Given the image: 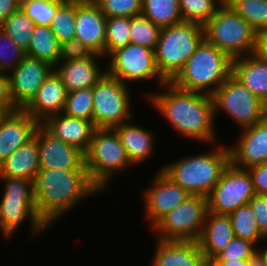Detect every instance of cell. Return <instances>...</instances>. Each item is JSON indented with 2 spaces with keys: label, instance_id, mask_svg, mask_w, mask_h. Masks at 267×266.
I'll return each instance as SVG.
<instances>
[{
  "label": "cell",
  "instance_id": "cell-45",
  "mask_svg": "<svg viewBox=\"0 0 267 266\" xmlns=\"http://www.w3.org/2000/svg\"><path fill=\"white\" fill-rule=\"evenodd\" d=\"M0 108L5 112L18 110L11 98L9 75L5 72H0Z\"/></svg>",
  "mask_w": 267,
  "mask_h": 266
},
{
  "label": "cell",
  "instance_id": "cell-31",
  "mask_svg": "<svg viewBox=\"0 0 267 266\" xmlns=\"http://www.w3.org/2000/svg\"><path fill=\"white\" fill-rule=\"evenodd\" d=\"M234 235L254 243L256 246L263 243L264 235L260 232L254 212L249 204L243 205L229 214ZM259 242V243H258Z\"/></svg>",
  "mask_w": 267,
  "mask_h": 266
},
{
  "label": "cell",
  "instance_id": "cell-23",
  "mask_svg": "<svg viewBox=\"0 0 267 266\" xmlns=\"http://www.w3.org/2000/svg\"><path fill=\"white\" fill-rule=\"evenodd\" d=\"M234 237L229 215L208 212L197 242L206 260L211 261L230 244Z\"/></svg>",
  "mask_w": 267,
  "mask_h": 266
},
{
  "label": "cell",
  "instance_id": "cell-48",
  "mask_svg": "<svg viewBox=\"0 0 267 266\" xmlns=\"http://www.w3.org/2000/svg\"><path fill=\"white\" fill-rule=\"evenodd\" d=\"M216 266H249V259H237L229 261H212Z\"/></svg>",
  "mask_w": 267,
  "mask_h": 266
},
{
  "label": "cell",
  "instance_id": "cell-44",
  "mask_svg": "<svg viewBox=\"0 0 267 266\" xmlns=\"http://www.w3.org/2000/svg\"><path fill=\"white\" fill-rule=\"evenodd\" d=\"M250 173L256 194L267 196V162L247 169Z\"/></svg>",
  "mask_w": 267,
  "mask_h": 266
},
{
  "label": "cell",
  "instance_id": "cell-15",
  "mask_svg": "<svg viewBox=\"0 0 267 266\" xmlns=\"http://www.w3.org/2000/svg\"><path fill=\"white\" fill-rule=\"evenodd\" d=\"M53 70L54 66L50 63L26 55L8 73L10 94L14 105L18 109H24Z\"/></svg>",
  "mask_w": 267,
  "mask_h": 266
},
{
  "label": "cell",
  "instance_id": "cell-16",
  "mask_svg": "<svg viewBox=\"0 0 267 266\" xmlns=\"http://www.w3.org/2000/svg\"><path fill=\"white\" fill-rule=\"evenodd\" d=\"M150 188L143 193L145 218L151 228L168 212L184 202L190 194L161 169L152 179Z\"/></svg>",
  "mask_w": 267,
  "mask_h": 266
},
{
  "label": "cell",
  "instance_id": "cell-34",
  "mask_svg": "<svg viewBox=\"0 0 267 266\" xmlns=\"http://www.w3.org/2000/svg\"><path fill=\"white\" fill-rule=\"evenodd\" d=\"M183 21L204 26L222 4L221 0H178Z\"/></svg>",
  "mask_w": 267,
  "mask_h": 266
},
{
  "label": "cell",
  "instance_id": "cell-25",
  "mask_svg": "<svg viewBox=\"0 0 267 266\" xmlns=\"http://www.w3.org/2000/svg\"><path fill=\"white\" fill-rule=\"evenodd\" d=\"M131 123L129 120L113 129L117 132L130 162L135 166L152 157L155 136L150 129Z\"/></svg>",
  "mask_w": 267,
  "mask_h": 266
},
{
  "label": "cell",
  "instance_id": "cell-42",
  "mask_svg": "<svg viewBox=\"0 0 267 266\" xmlns=\"http://www.w3.org/2000/svg\"><path fill=\"white\" fill-rule=\"evenodd\" d=\"M94 52L80 41L74 39L60 44V56L58 62H69L90 57Z\"/></svg>",
  "mask_w": 267,
  "mask_h": 266
},
{
  "label": "cell",
  "instance_id": "cell-17",
  "mask_svg": "<svg viewBox=\"0 0 267 266\" xmlns=\"http://www.w3.org/2000/svg\"><path fill=\"white\" fill-rule=\"evenodd\" d=\"M107 17L94 0L76 2L75 39L105 57Z\"/></svg>",
  "mask_w": 267,
  "mask_h": 266
},
{
  "label": "cell",
  "instance_id": "cell-7",
  "mask_svg": "<svg viewBox=\"0 0 267 266\" xmlns=\"http://www.w3.org/2000/svg\"><path fill=\"white\" fill-rule=\"evenodd\" d=\"M85 166L91 182L102 192L118 172L134 165L114 129L96 128L85 152Z\"/></svg>",
  "mask_w": 267,
  "mask_h": 266
},
{
  "label": "cell",
  "instance_id": "cell-30",
  "mask_svg": "<svg viewBox=\"0 0 267 266\" xmlns=\"http://www.w3.org/2000/svg\"><path fill=\"white\" fill-rule=\"evenodd\" d=\"M259 34L267 32V0H228L226 2Z\"/></svg>",
  "mask_w": 267,
  "mask_h": 266
},
{
  "label": "cell",
  "instance_id": "cell-27",
  "mask_svg": "<svg viewBox=\"0 0 267 266\" xmlns=\"http://www.w3.org/2000/svg\"><path fill=\"white\" fill-rule=\"evenodd\" d=\"M39 168L38 140L34 136L0 164V177L27 178L34 182Z\"/></svg>",
  "mask_w": 267,
  "mask_h": 266
},
{
  "label": "cell",
  "instance_id": "cell-5",
  "mask_svg": "<svg viewBox=\"0 0 267 266\" xmlns=\"http://www.w3.org/2000/svg\"><path fill=\"white\" fill-rule=\"evenodd\" d=\"M205 39L204 26L189 21L163 27L154 50L162 78L171 82Z\"/></svg>",
  "mask_w": 267,
  "mask_h": 266
},
{
  "label": "cell",
  "instance_id": "cell-38",
  "mask_svg": "<svg viewBox=\"0 0 267 266\" xmlns=\"http://www.w3.org/2000/svg\"><path fill=\"white\" fill-rule=\"evenodd\" d=\"M20 7L39 26H50L57 12V3L48 0H27Z\"/></svg>",
  "mask_w": 267,
  "mask_h": 266
},
{
  "label": "cell",
  "instance_id": "cell-56",
  "mask_svg": "<svg viewBox=\"0 0 267 266\" xmlns=\"http://www.w3.org/2000/svg\"><path fill=\"white\" fill-rule=\"evenodd\" d=\"M222 1V3H226L228 0H221Z\"/></svg>",
  "mask_w": 267,
  "mask_h": 266
},
{
  "label": "cell",
  "instance_id": "cell-20",
  "mask_svg": "<svg viewBox=\"0 0 267 266\" xmlns=\"http://www.w3.org/2000/svg\"><path fill=\"white\" fill-rule=\"evenodd\" d=\"M102 58L105 57L93 53L85 59L58 62L54 70L60 76L68 93L92 88L107 71L106 68L102 70L98 65Z\"/></svg>",
  "mask_w": 267,
  "mask_h": 266
},
{
  "label": "cell",
  "instance_id": "cell-40",
  "mask_svg": "<svg viewBox=\"0 0 267 266\" xmlns=\"http://www.w3.org/2000/svg\"><path fill=\"white\" fill-rule=\"evenodd\" d=\"M107 17H133L142 13V0H94Z\"/></svg>",
  "mask_w": 267,
  "mask_h": 266
},
{
  "label": "cell",
  "instance_id": "cell-28",
  "mask_svg": "<svg viewBox=\"0 0 267 266\" xmlns=\"http://www.w3.org/2000/svg\"><path fill=\"white\" fill-rule=\"evenodd\" d=\"M26 55L55 67L60 56V43L50 26H35Z\"/></svg>",
  "mask_w": 267,
  "mask_h": 266
},
{
  "label": "cell",
  "instance_id": "cell-4",
  "mask_svg": "<svg viewBox=\"0 0 267 266\" xmlns=\"http://www.w3.org/2000/svg\"><path fill=\"white\" fill-rule=\"evenodd\" d=\"M232 61L204 39L171 83L185 91L212 95L232 74Z\"/></svg>",
  "mask_w": 267,
  "mask_h": 266
},
{
  "label": "cell",
  "instance_id": "cell-2",
  "mask_svg": "<svg viewBox=\"0 0 267 266\" xmlns=\"http://www.w3.org/2000/svg\"><path fill=\"white\" fill-rule=\"evenodd\" d=\"M33 185L37 215L47 227L77 203L101 192L91 182L87 170L40 167Z\"/></svg>",
  "mask_w": 267,
  "mask_h": 266
},
{
  "label": "cell",
  "instance_id": "cell-51",
  "mask_svg": "<svg viewBox=\"0 0 267 266\" xmlns=\"http://www.w3.org/2000/svg\"><path fill=\"white\" fill-rule=\"evenodd\" d=\"M265 247H261L260 249H258L260 252H261V254L264 256V259H265V262H266V264H267V247H266V245H264Z\"/></svg>",
  "mask_w": 267,
  "mask_h": 266
},
{
  "label": "cell",
  "instance_id": "cell-12",
  "mask_svg": "<svg viewBox=\"0 0 267 266\" xmlns=\"http://www.w3.org/2000/svg\"><path fill=\"white\" fill-rule=\"evenodd\" d=\"M106 70L122 83L156 79L160 87L166 83L156 65L153 49L129 43L114 51L108 58Z\"/></svg>",
  "mask_w": 267,
  "mask_h": 266
},
{
  "label": "cell",
  "instance_id": "cell-29",
  "mask_svg": "<svg viewBox=\"0 0 267 266\" xmlns=\"http://www.w3.org/2000/svg\"><path fill=\"white\" fill-rule=\"evenodd\" d=\"M160 28L183 21L178 0H142V13Z\"/></svg>",
  "mask_w": 267,
  "mask_h": 266
},
{
  "label": "cell",
  "instance_id": "cell-39",
  "mask_svg": "<svg viewBox=\"0 0 267 266\" xmlns=\"http://www.w3.org/2000/svg\"><path fill=\"white\" fill-rule=\"evenodd\" d=\"M26 56V51L16 45L0 28V72L9 73Z\"/></svg>",
  "mask_w": 267,
  "mask_h": 266
},
{
  "label": "cell",
  "instance_id": "cell-54",
  "mask_svg": "<svg viewBox=\"0 0 267 266\" xmlns=\"http://www.w3.org/2000/svg\"><path fill=\"white\" fill-rule=\"evenodd\" d=\"M266 242L267 243V234L264 236V240H263V242ZM267 247V246H266Z\"/></svg>",
  "mask_w": 267,
  "mask_h": 266
},
{
  "label": "cell",
  "instance_id": "cell-33",
  "mask_svg": "<svg viewBox=\"0 0 267 266\" xmlns=\"http://www.w3.org/2000/svg\"><path fill=\"white\" fill-rule=\"evenodd\" d=\"M131 17H109L106 20L105 58L130 43Z\"/></svg>",
  "mask_w": 267,
  "mask_h": 266
},
{
  "label": "cell",
  "instance_id": "cell-37",
  "mask_svg": "<svg viewBox=\"0 0 267 266\" xmlns=\"http://www.w3.org/2000/svg\"><path fill=\"white\" fill-rule=\"evenodd\" d=\"M76 2L71 4H58L57 12L51 21V29L61 44L75 38Z\"/></svg>",
  "mask_w": 267,
  "mask_h": 266
},
{
  "label": "cell",
  "instance_id": "cell-21",
  "mask_svg": "<svg viewBox=\"0 0 267 266\" xmlns=\"http://www.w3.org/2000/svg\"><path fill=\"white\" fill-rule=\"evenodd\" d=\"M67 93L60 76L53 70L24 110L38 122H44L63 111Z\"/></svg>",
  "mask_w": 267,
  "mask_h": 266
},
{
  "label": "cell",
  "instance_id": "cell-47",
  "mask_svg": "<svg viewBox=\"0 0 267 266\" xmlns=\"http://www.w3.org/2000/svg\"><path fill=\"white\" fill-rule=\"evenodd\" d=\"M254 55L267 63V32L257 34Z\"/></svg>",
  "mask_w": 267,
  "mask_h": 266
},
{
  "label": "cell",
  "instance_id": "cell-43",
  "mask_svg": "<svg viewBox=\"0 0 267 266\" xmlns=\"http://www.w3.org/2000/svg\"><path fill=\"white\" fill-rule=\"evenodd\" d=\"M248 204L254 212L260 232L265 236L267 234V196L255 194Z\"/></svg>",
  "mask_w": 267,
  "mask_h": 266
},
{
  "label": "cell",
  "instance_id": "cell-11",
  "mask_svg": "<svg viewBox=\"0 0 267 266\" xmlns=\"http://www.w3.org/2000/svg\"><path fill=\"white\" fill-rule=\"evenodd\" d=\"M215 117L219 110L246 128L267 116V105L232 74L212 94Z\"/></svg>",
  "mask_w": 267,
  "mask_h": 266
},
{
  "label": "cell",
  "instance_id": "cell-9",
  "mask_svg": "<svg viewBox=\"0 0 267 266\" xmlns=\"http://www.w3.org/2000/svg\"><path fill=\"white\" fill-rule=\"evenodd\" d=\"M128 84L107 71L93 86V124L95 128H111L131 120L132 100ZM132 113V114H131Z\"/></svg>",
  "mask_w": 267,
  "mask_h": 266
},
{
  "label": "cell",
  "instance_id": "cell-24",
  "mask_svg": "<svg viewBox=\"0 0 267 266\" xmlns=\"http://www.w3.org/2000/svg\"><path fill=\"white\" fill-rule=\"evenodd\" d=\"M43 123L63 142L84 153L88 150L96 129L92 121L71 117L62 112L49 116Z\"/></svg>",
  "mask_w": 267,
  "mask_h": 266
},
{
  "label": "cell",
  "instance_id": "cell-46",
  "mask_svg": "<svg viewBox=\"0 0 267 266\" xmlns=\"http://www.w3.org/2000/svg\"><path fill=\"white\" fill-rule=\"evenodd\" d=\"M21 4L17 0H0V28L5 19L20 8Z\"/></svg>",
  "mask_w": 267,
  "mask_h": 266
},
{
  "label": "cell",
  "instance_id": "cell-19",
  "mask_svg": "<svg viewBox=\"0 0 267 266\" xmlns=\"http://www.w3.org/2000/svg\"><path fill=\"white\" fill-rule=\"evenodd\" d=\"M38 124L24 109L6 112L0 118V164L34 137Z\"/></svg>",
  "mask_w": 267,
  "mask_h": 266
},
{
  "label": "cell",
  "instance_id": "cell-32",
  "mask_svg": "<svg viewBox=\"0 0 267 266\" xmlns=\"http://www.w3.org/2000/svg\"><path fill=\"white\" fill-rule=\"evenodd\" d=\"M35 26V23L20 7L5 19L1 29L16 45L27 51Z\"/></svg>",
  "mask_w": 267,
  "mask_h": 266
},
{
  "label": "cell",
  "instance_id": "cell-8",
  "mask_svg": "<svg viewBox=\"0 0 267 266\" xmlns=\"http://www.w3.org/2000/svg\"><path fill=\"white\" fill-rule=\"evenodd\" d=\"M205 39L232 59L255 52L257 33L227 3L204 25Z\"/></svg>",
  "mask_w": 267,
  "mask_h": 266
},
{
  "label": "cell",
  "instance_id": "cell-36",
  "mask_svg": "<svg viewBox=\"0 0 267 266\" xmlns=\"http://www.w3.org/2000/svg\"><path fill=\"white\" fill-rule=\"evenodd\" d=\"M62 113L93 122V87L67 93Z\"/></svg>",
  "mask_w": 267,
  "mask_h": 266
},
{
  "label": "cell",
  "instance_id": "cell-6",
  "mask_svg": "<svg viewBox=\"0 0 267 266\" xmlns=\"http://www.w3.org/2000/svg\"><path fill=\"white\" fill-rule=\"evenodd\" d=\"M0 180L5 182L0 200V229L3 236L11 238L24 220H29L32 236H38L46 230L48 227L37 215L33 181L19 177H0Z\"/></svg>",
  "mask_w": 267,
  "mask_h": 266
},
{
  "label": "cell",
  "instance_id": "cell-52",
  "mask_svg": "<svg viewBox=\"0 0 267 266\" xmlns=\"http://www.w3.org/2000/svg\"><path fill=\"white\" fill-rule=\"evenodd\" d=\"M206 266H216L212 261H207Z\"/></svg>",
  "mask_w": 267,
  "mask_h": 266
},
{
  "label": "cell",
  "instance_id": "cell-49",
  "mask_svg": "<svg viewBox=\"0 0 267 266\" xmlns=\"http://www.w3.org/2000/svg\"><path fill=\"white\" fill-rule=\"evenodd\" d=\"M249 266H267L264 256L261 254L259 250H257L250 258H249Z\"/></svg>",
  "mask_w": 267,
  "mask_h": 266
},
{
  "label": "cell",
  "instance_id": "cell-50",
  "mask_svg": "<svg viewBox=\"0 0 267 266\" xmlns=\"http://www.w3.org/2000/svg\"><path fill=\"white\" fill-rule=\"evenodd\" d=\"M48 1L55 2L58 4H71V3L78 2L79 0H48Z\"/></svg>",
  "mask_w": 267,
  "mask_h": 266
},
{
  "label": "cell",
  "instance_id": "cell-35",
  "mask_svg": "<svg viewBox=\"0 0 267 266\" xmlns=\"http://www.w3.org/2000/svg\"><path fill=\"white\" fill-rule=\"evenodd\" d=\"M161 28L142 14L131 17L130 43L155 50Z\"/></svg>",
  "mask_w": 267,
  "mask_h": 266
},
{
  "label": "cell",
  "instance_id": "cell-41",
  "mask_svg": "<svg viewBox=\"0 0 267 266\" xmlns=\"http://www.w3.org/2000/svg\"><path fill=\"white\" fill-rule=\"evenodd\" d=\"M259 248L252 242L234 237L230 244L211 261L249 259Z\"/></svg>",
  "mask_w": 267,
  "mask_h": 266
},
{
  "label": "cell",
  "instance_id": "cell-18",
  "mask_svg": "<svg viewBox=\"0 0 267 266\" xmlns=\"http://www.w3.org/2000/svg\"><path fill=\"white\" fill-rule=\"evenodd\" d=\"M234 146L228 147L230 163L241 169H248L267 162V116L243 128Z\"/></svg>",
  "mask_w": 267,
  "mask_h": 266
},
{
  "label": "cell",
  "instance_id": "cell-53",
  "mask_svg": "<svg viewBox=\"0 0 267 266\" xmlns=\"http://www.w3.org/2000/svg\"><path fill=\"white\" fill-rule=\"evenodd\" d=\"M6 112L2 109V108H0V118L5 114Z\"/></svg>",
  "mask_w": 267,
  "mask_h": 266
},
{
  "label": "cell",
  "instance_id": "cell-10",
  "mask_svg": "<svg viewBox=\"0 0 267 266\" xmlns=\"http://www.w3.org/2000/svg\"><path fill=\"white\" fill-rule=\"evenodd\" d=\"M208 197L190 195L164 215L152 228L156 239L197 241L202 233L207 213Z\"/></svg>",
  "mask_w": 267,
  "mask_h": 266
},
{
  "label": "cell",
  "instance_id": "cell-13",
  "mask_svg": "<svg viewBox=\"0 0 267 266\" xmlns=\"http://www.w3.org/2000/svg\"><path fill=\"white\" fill-rule=\"evenodd\" d=\"M255 194L248 170L229 163L208 196L209 212L229 215L237 208L248 204Z\"/></svg>",
  "mask_w": 267,
  "mask_h": 266
},
{
  "label": "cell",
  "instance_id": "cell-26",
  "mask_svg": "<svg viewBox=\"0 0 267 266\" xmlns=\"http://www.w3.org/2000/svg\"><path fill=\"white\" fill-rule=\"evenodd\" d=\"M232 75L267 105V63L256 55L234 58Z\"/></svg>",
  "mask_w": 267,
  "mask_h": 266
},
{
  "label": "cell",
  "instance_id": "cell-3",
  "mask_svg": "<svg viewBox=\"0 0 267 266\" xmlns=\"http://www.w3.org/2000/svg\"><path fill=\"white\" fill-rule=\"evenodd\" d=\"M229 163L228 146L218 144L213 151L185 156L161 170L190 195L208 197Z\"/></svg>",
  "mask_w": 267,
  "mask_h": 266
},
{
  "label": "cell",
  "instance_id": "cell-14",
  "mask_svg": "<svg viewBox=\"0 0 267 266\" xmlns=\"http://www.w3.org/2000/svg\"><path fill=\"white\" fill-rule=\"evenodd\" d=\"M34 136L38 140L40 167L61 170H87L85 153L63 142L43 122H39Z\"/></svg>",
  "mask_w": 267,
  "mask_h": 266
},
{
  "label": "cell",
  "instance_id": "cell-22",
  "mask_svg": "<svg viewBox=\"0 0 267 266\" xmlns=\"http://www.w3.org/2000/svg\"><path fill=\"white\" fill-rule=\"evenodd\" d=\"M155 255L149 266H206L197 241L156 240Z\"/></svg>",
  "mask_w": 267,
  "mask_h": 266
},
{
  "label": "cell",
  "instance_id": "cell-55",
  "mask_svg": "<svg viewBox=\"0 0 267 266\" xmlns=\"http://www.w3.org/2000/svg\"><path fill=\"white\" fill-rule=\"evenodd\" d=\"M20 4H22L23 2L27 1V0H17Z\"/></svg>",
  "mask_w": 267,
  "mask_h": 266
},
{
  "label": "cell",
  "instance_id": "cell-1",
  "mask_svg": "<svg viewBox=\"0 0 267 266\" xmlns=\"http://www.w3.org/2000/svg\"><path fill=\"white\" fill-rule=\"evenodd\" d=\"M163 87V88H162ZM162 90L145 94L149 104L158 110L179 135L192 140L216 143L215 110L212 95L185 91L171 82L161 86Z\"/></svg>",
  "mask_w": 267,
  "mask_h": 266
}]
</instances>
